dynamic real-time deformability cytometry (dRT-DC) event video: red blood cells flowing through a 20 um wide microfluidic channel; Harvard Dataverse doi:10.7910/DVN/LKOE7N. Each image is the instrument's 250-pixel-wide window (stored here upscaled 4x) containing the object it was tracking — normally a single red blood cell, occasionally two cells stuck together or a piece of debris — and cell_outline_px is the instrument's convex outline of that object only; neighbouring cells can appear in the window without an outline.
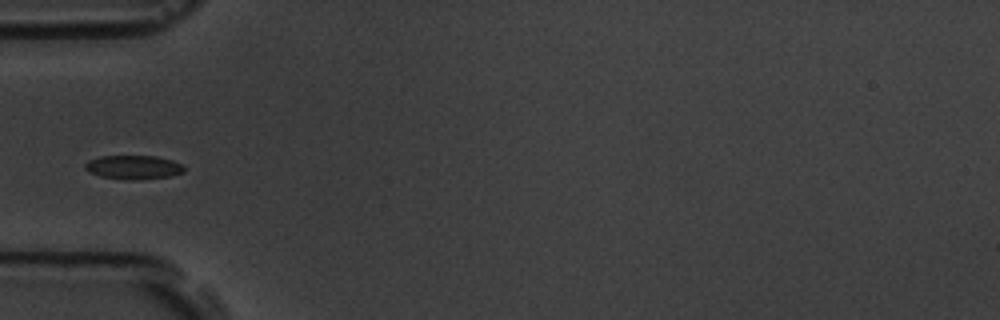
{"species": "common noctule bat (a hibernating species)", "species_latin": "Nyctalus noctula", "temperature_condition": "room temperature", "stored_images_in_passage": 7, "camera_frame_rate_fps": 3000, "um_per_image_px": 0.085, "animal": {"sex": "male", "body_mass_g": 19.5, "forearm_length_mm": 54.6}, "frame": {"image": 1, "passage_image": 1, "time_ms": 0.0, "image_size_px": [1000, 320], "cell_outline_px": [[184, 172], [172, 176], [136, 180], [124, 180], [100, 176], [88, 172], [84, 168], [84, 164], [88, 160], [100, 156], [156, 156], [172, 160], [184, 164]], "centroid_in_image_um": [11.34, 14.22], "position_along_channel_um": 73.7, "area_um2": 14.05}}
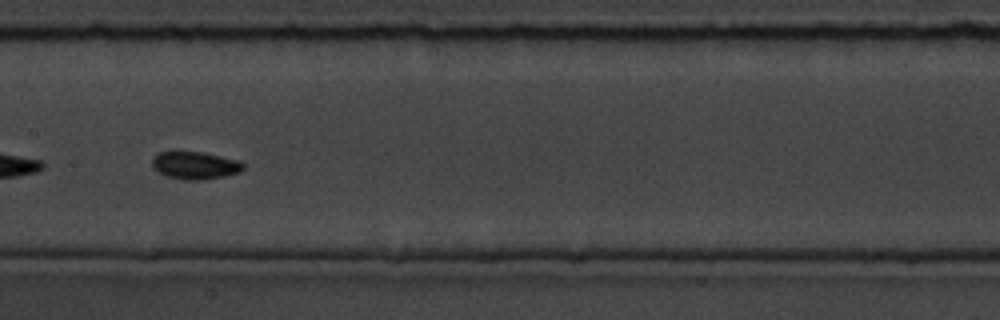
{"frame": {"image": 2, "passage_image": 4, "time_ms": 3.333, "image_size_px": [1000, 320], "cell_outline_px": [[244, 168], [240, 172], [224, 176], [204, 180], [184, 180], [164, 176], [152, 168], [152, 156], [160, 152], [200, 152], [240, 160], [244, 164]], "centroid_in_image_um": [16.56, 14.07], "position_along_channel_um": 190.8, "area_um2": 14.8}}
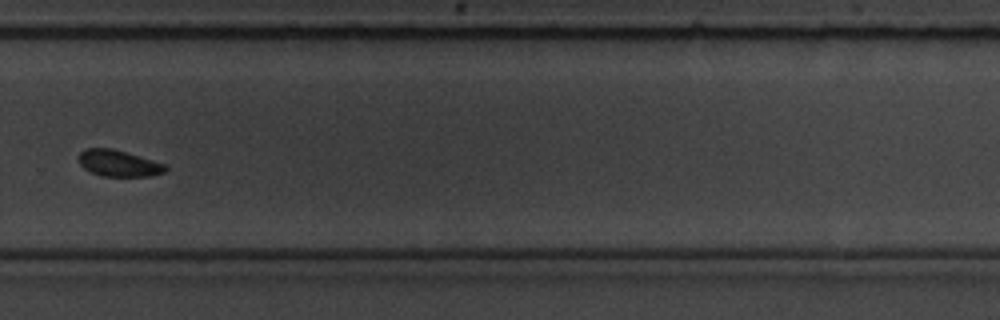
{"frame": {"image": 3, "passage_image": 7, "time_ms": 7.0, "image_size_px": [1000, 320], "cell_outline_px": [[168, 168], [164, 172], [152, 176], [100, 176], [84, 168], [80, 164], [80, 152], [84, 148], [112, 148], [152, 160], [164, 164]], "centroid_in_image_um": [10.08, 13.88], "position_along_channel_um": 319.7, "area_um2": 13.18}}